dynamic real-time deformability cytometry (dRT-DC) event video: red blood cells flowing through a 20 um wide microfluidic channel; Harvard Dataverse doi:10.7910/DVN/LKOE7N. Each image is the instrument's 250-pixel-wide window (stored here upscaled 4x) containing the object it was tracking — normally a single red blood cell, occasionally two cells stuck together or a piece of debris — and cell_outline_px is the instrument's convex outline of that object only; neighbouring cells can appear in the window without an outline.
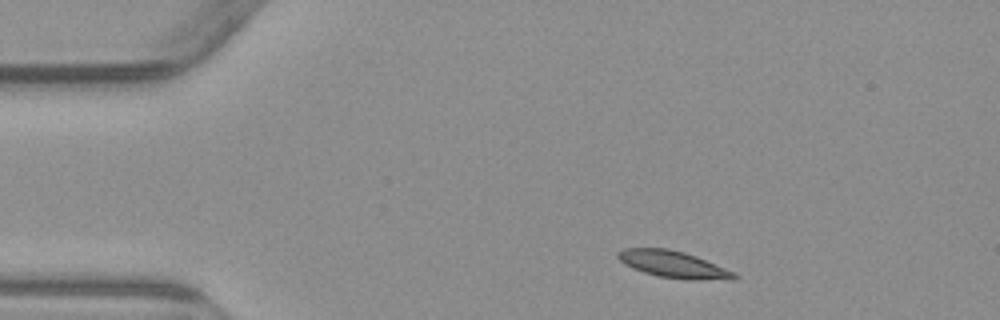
{"species": "common noctule bat (a hibernating species)", "species_latin": "Nyctalus noctula", "temperature_condition": "warm", "stored_images_in_passage": 3, "camera_frame_rate_fps": 3000, "um_per_image_px": 0.085, "animal": {"sex": "male", "body_mass_g": 23.1, "forearm_length_mm": 52.7}, "frame": {"image": 1, "passage_image": 1, "time_ms": 0.0, "image_size_px": [1000, 320], "cell_outline_px": [[740, 276], [732, 280], [684, 280], [660, 276], [644, 272], [632, 268], [624, 264], [616, 256], [616, 252], [624, 248], [668, 248], [684, 252], [696, 256], [736, 272]], "centroid_in_image_um": [57.27, 22.48], "position_along_channel_um": 27.7, "area_um2": 18.44}}